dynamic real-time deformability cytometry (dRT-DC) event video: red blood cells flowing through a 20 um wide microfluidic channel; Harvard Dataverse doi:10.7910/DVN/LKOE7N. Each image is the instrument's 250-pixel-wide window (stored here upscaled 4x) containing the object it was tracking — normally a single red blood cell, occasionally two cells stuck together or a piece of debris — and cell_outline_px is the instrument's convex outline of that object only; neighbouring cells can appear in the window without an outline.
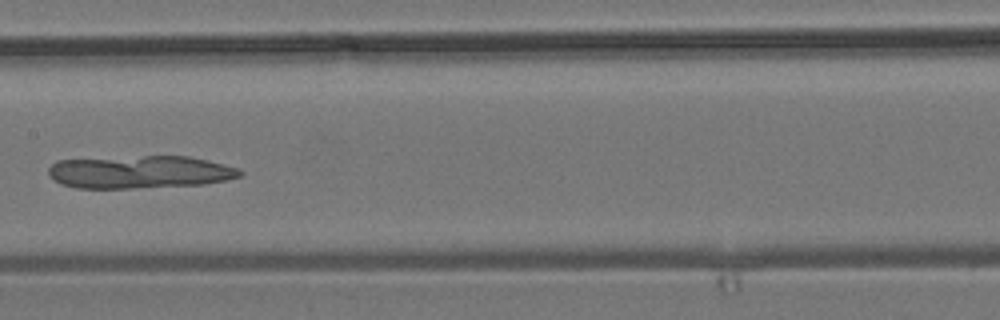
{"species": "common noctule bat (a hibernating species)", "species_latin": "Nyctalus noctula", "temperature_condition": "room temperature", "stored_images_in_passage": 8, "camera_frame_rate_fps": 3000, "um_per_image_px": 0.085, "animal": {"sex": "male", "body_mass_g": 19.2, "forearm_length_mm": 51.8}, "frame": {"image": 1, "passage_image": 7, "time_ms": 7.0, "image_size_px": [1000, 320], "cell_outline_px": [[244, 172], [240, 176], [228, 180], [204, 184], [132, 188], [76, 188], [60, 184], [52, 180], [48, 176], [48, 168], [56, 160], [144, 156], [188, 156], [208, 160], [240, 168]], "centroid_in_image_um": [11.88, 14.62], "position_along_channel_um": 195.5, "area_um2": 36.82}}
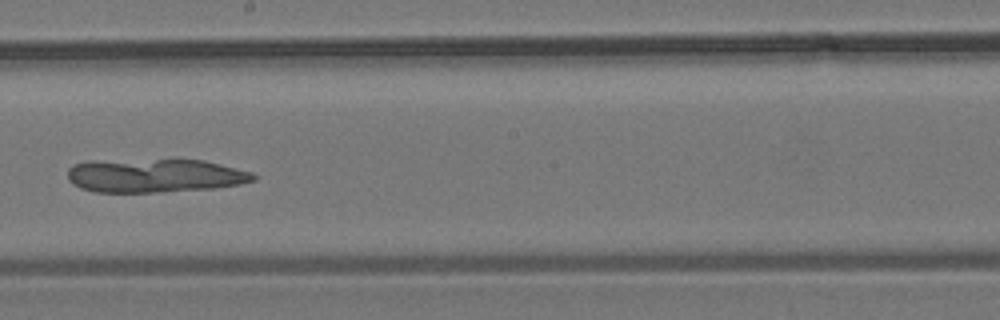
{"frame": {"image": 2, "passage_image": 8, "time_ms": 8.0, "image_size_px": [1000, 320], "cell_outline_px": [[256, 180], [240, 184], [212, 188], [160, 192], [96, 192], [80, 188], [72, 184], [68, 180], [68, 168], [72, 164], [88, 160], [176, 156], [204, 160], [252, 172], [256, 176]], "centroid_in_image_um": [13.11, 14.86], "position_along_channel_um": 235.1, "area_um2": 38.26}}